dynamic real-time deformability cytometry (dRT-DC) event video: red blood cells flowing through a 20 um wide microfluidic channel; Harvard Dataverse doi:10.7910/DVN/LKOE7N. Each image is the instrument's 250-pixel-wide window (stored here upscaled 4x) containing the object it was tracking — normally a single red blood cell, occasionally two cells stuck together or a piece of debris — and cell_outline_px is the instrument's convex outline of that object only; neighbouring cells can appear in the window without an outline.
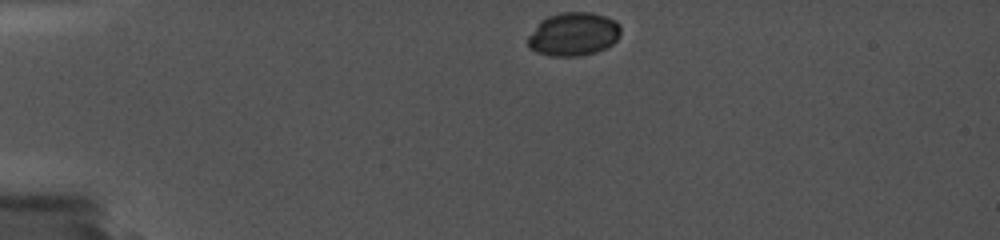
{"species": "common noctule bat (a hibernating species)", "species_latin": "Nyctalus noctula", "temperature_condition": "cold", "stored_images_in_passage": 22, "camera_frame_rate_fps": 5000, "um_per_image_px": 0.085, "animal": {"sex": "female", "body_mass_g": 19.0, "forearm_length_mm": 56.7}, "frame": {"image": 1, "passage_image": 1, "time_ms": 0.0, "image_size_px": [1000, 240], "cell_outline_px": [[620, 36], [612, 44], [596, 52], [580, 56], [548, 56], [536, 52], [528, 44], [528, 36], [540, 20], [548, 16], [560, 12], [592, 12], [616, 20], [620, 24]], "centroid_in_image_um": [48.75, 2.89], "position_along_channel_um": 36.3, "area_um2": 23.64}}
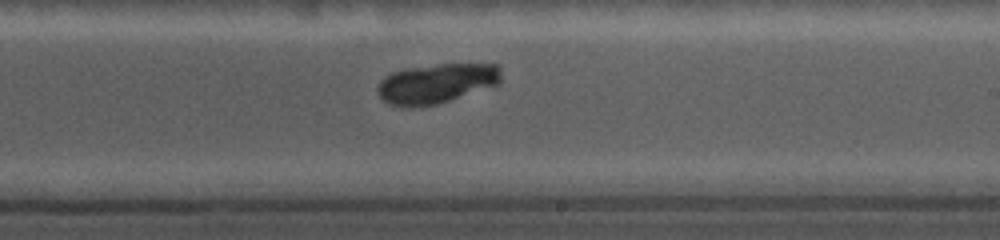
{"frame": {"image": 2, "passage_image": 13, "time_ms": 7.4, "image_size_px": [1000, 240], "cell_outline_px": [[500, 84], [436, 104], [412, 108], [400, 108], [388, 104], [380, 96], [376, 88], [380, 80], [384, 76], [392, 72], [408, 68], [440, 64], [500, 64]], "centroid_in_image_um": [37.06, 7.11], "position_along_channel_um": 251.9, "area_um2": 28.78}}
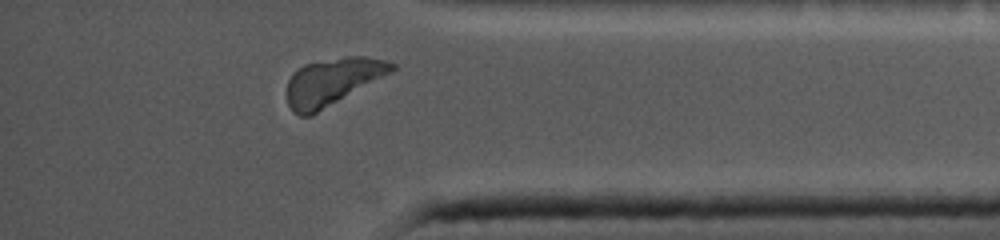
{"frame": {"image": 3, "passage_image": 20, "time_ms": 11.6, "image_size_px": [1000, 240], "cell_outline_px": [[396, 68], [392, 72], [312, 116], [300, 116], [292, 112], [288, 104], [288, 80], [304, 64], [344, 56], [364, 56], [384, 60], [396, 64]], "centroid_in_image_um": [28.27, 6.95], "position_along_channel_um": 406.9, "area_um2": 28.61}, "authors_computed_cell_mechanics": {"area_um2": 28.322, "velocity_mm_per_s": 3.7083, "shape_relaxation_time_tau1_ms": null, "shape_relaxation_time_tau2_ms": 2.321, "deformation_change_tau1": null, "deformation_change_tau2": 0.1027}}